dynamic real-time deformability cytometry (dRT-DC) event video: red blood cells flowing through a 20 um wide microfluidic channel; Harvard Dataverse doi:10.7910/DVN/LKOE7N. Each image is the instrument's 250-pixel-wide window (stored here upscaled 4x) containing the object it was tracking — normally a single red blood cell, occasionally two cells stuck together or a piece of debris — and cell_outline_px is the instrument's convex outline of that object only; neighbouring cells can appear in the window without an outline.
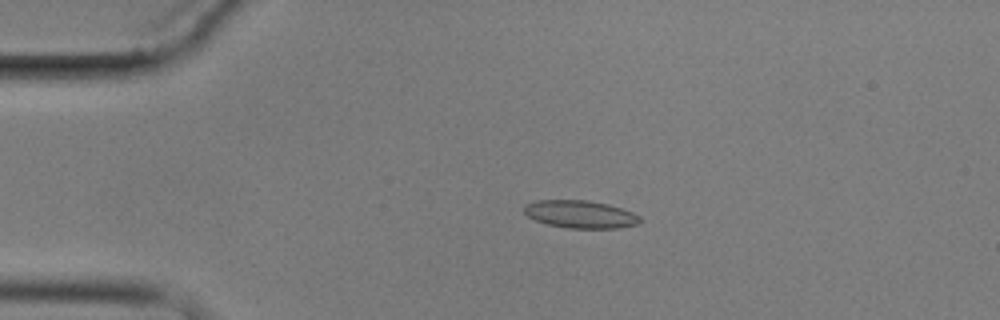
{"species": "common noctule bat (a hibernating species)", "species_latin": "Nyctalus noctula", "temperature_condition": "cold", "stored_images_in_passage": 4, "camera_frame_rate_fps": 3000, "um_per_image_px": 0.085, "animal": {"sex": "male", "body_mass_g": 17.9}, "frame": {"image": 1, "passage_image": 3, "time_ms": 2.667, "image_size_px": [1000, 320], "cell_outline_px": [[640, 224], [616, 228], [568, 228], [548, 224], [536, 220], [528, 216], [524, 212], [524, 204], [536, 200], [588, 200], [608, 204], [632, 212], [640, 216]], "centroid_in_image_um": [49.32, 18.2], "position_along_channel_um": 35.7, "area_um2": 18.67}}